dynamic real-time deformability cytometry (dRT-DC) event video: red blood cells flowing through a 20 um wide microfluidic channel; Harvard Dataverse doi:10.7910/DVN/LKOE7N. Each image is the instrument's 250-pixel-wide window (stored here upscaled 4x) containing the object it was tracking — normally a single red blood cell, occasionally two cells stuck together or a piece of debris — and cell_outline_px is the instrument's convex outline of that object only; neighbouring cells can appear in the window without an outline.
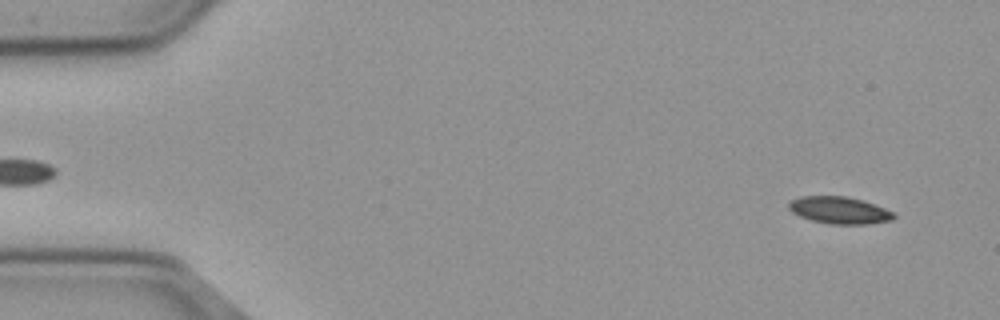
{"species": "common noctule bat (a hibernating species)", "species_latin": "Nyctalus noctula", "temperature_condition": "cold", "stored_images_in_passage": 56, "segment_of_instrument_passage": [1, 2], "camera_frame_rate_fps": 3000, "um_per_image_px": 0.085, "animal": {"sex": "male", "body_mass_g": 23.1, "forearm_length_mm": 52.7}, "frame": {"image": 1, "passage_image": 3, "time_ms": 0.667, "image_size_px": [1000, 320], "cell_outline_px": [[896, 216], [892, 220], [868, 224], [828, 224], [812, 220], [800, 216], [792, 212], [788, 208], [788, 204], [792, 200], [804, 196], [844, 196], [860, 200], [884, 208], [892, 212]], "centroid_in_image_um": [71.33, 17.88], "position_along_channel_um": 13.7, "area_um2": 16.3}}
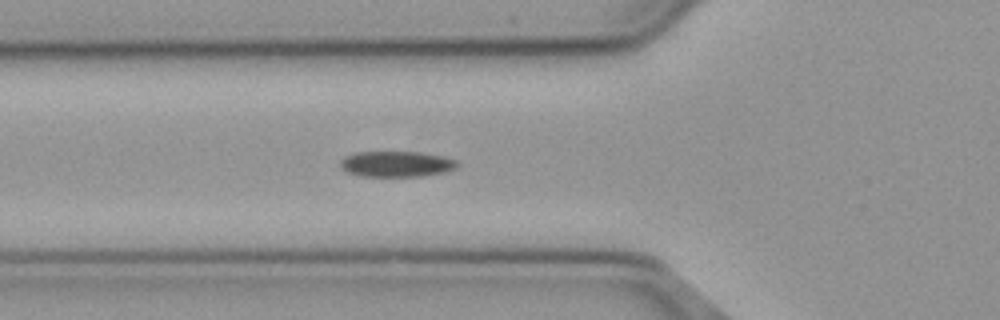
{"frame": {"image": 2, "passage_image": 19, "time_ms": 6.0, "image_size_px": [1000, 320], "cell_outline_px": [[456, 168], [444, 172], [424, 176], [360, 176], [348, 172], [340, 164], [340, 160], [344, 156], [356, 152], [416, 152], [444, 156], [456, 160]], "centroid_in_image_um": [33.69, 13.94], "position_along_channel_um": 92.1, "area_um2": 17.4}}
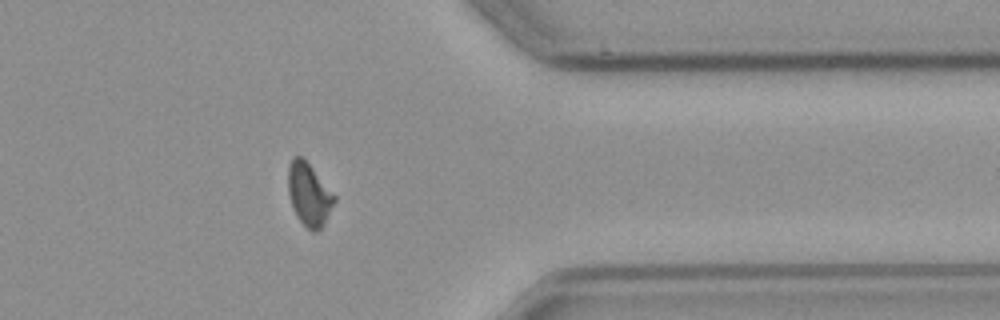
{"frame": {"image": 3, "passage_image": 44, "time_ms": 14.333, "image_size_px": [1000, 320], "cell_outline_px": [[336, 200], [324, 224], [316, 232], [312, 232], [296, 216], [288, 192], [288, 164], [296, 156], [300, 156], [312, 168], [336, 196]], "centroid_in_image_um": [26.27, 16.54], "position_along_channel_um": 385.1, "area_um2": 16.59}}